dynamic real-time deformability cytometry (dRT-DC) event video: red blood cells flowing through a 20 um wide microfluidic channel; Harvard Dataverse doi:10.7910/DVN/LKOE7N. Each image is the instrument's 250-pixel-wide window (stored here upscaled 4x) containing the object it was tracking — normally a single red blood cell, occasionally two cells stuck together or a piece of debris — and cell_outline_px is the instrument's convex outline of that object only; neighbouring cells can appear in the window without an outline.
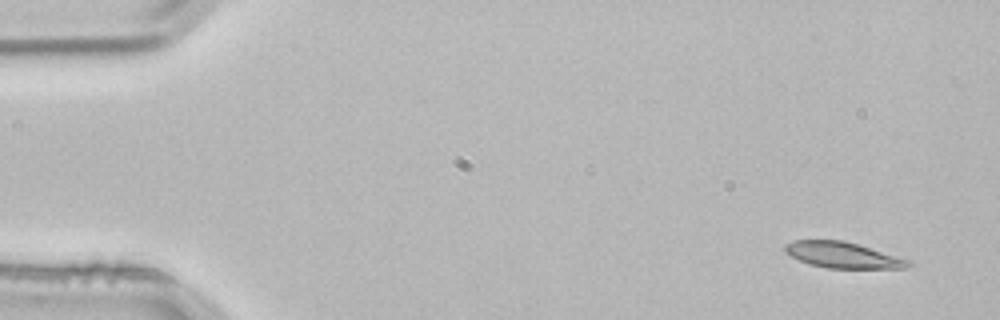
{"species": "common noctule bat (a hibernating species)", "species_latin": "Nyctalus noctula", "temperature_condition": "room temperature", "stored_images_in_passage": 3, "camera_frame_rate_fps": 3000, "um_per_image_px": 0.085, "animal": {"sex": "male", "body_mass_g": 21.5, "forearm_length_mm": 52.0}, "frame": {"image": 1, "passage_image": 1, "time_ms": 0.0, "image_size_px": [1000, 320], "cell_outline_px": [[912, 264], [904, 268], [828, 268], [808, 264], [784, 252], [784, 244], [792, 240], [844, 240], [912, 260]], "centroid_in_image_um": [71.63, 21.67], "position_along_channel_um": 13.4, "area_um2": 18.73}}
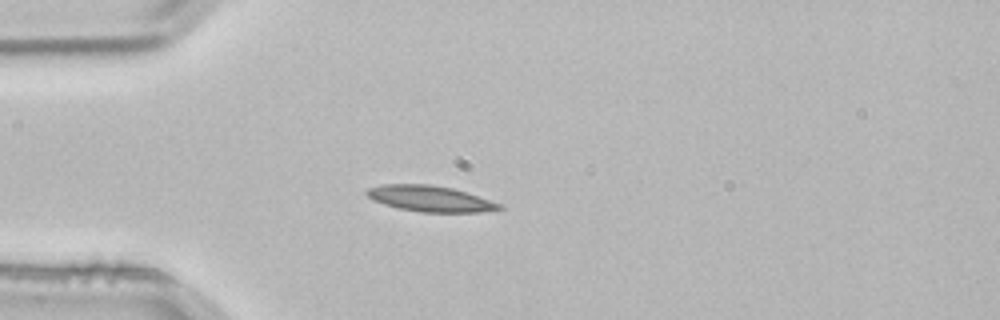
{"frame": {"image": 2, "passage_image": 3, "time_ms": 0.667, "image_size_px": [1000, 320], "cell_outline_px": [[504, 208], [480, 212], [420, 212], [400, 208], [384, 204], [372, 200], [364, 192], [368, 188], [380, 184], [428, 184], [452, 188], [468, 192], [500, 204]], "centroid_in_image_um": [36.52, 16.87], "position_along_channel_um": 48.5, "area_um2": 19.94}}